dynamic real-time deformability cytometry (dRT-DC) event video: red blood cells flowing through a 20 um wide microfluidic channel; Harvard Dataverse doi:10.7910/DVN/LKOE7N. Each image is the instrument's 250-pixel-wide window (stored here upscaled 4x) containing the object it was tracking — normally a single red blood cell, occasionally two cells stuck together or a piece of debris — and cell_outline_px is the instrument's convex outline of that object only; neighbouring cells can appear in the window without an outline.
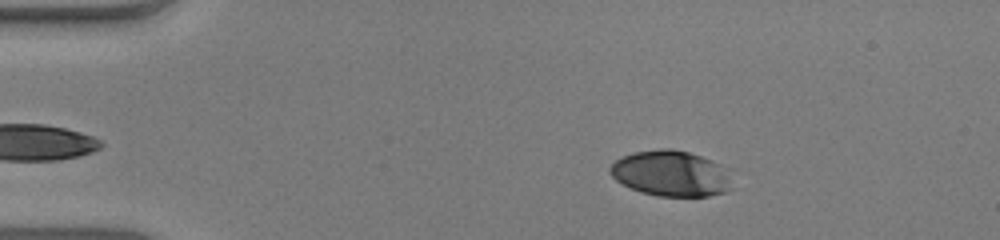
{"species": "human", "species_latin": "Homo sapiens", "temperature_condition": "warm", "stored_images_in_passage": 50, "camera_frame_rate_fps": 3000, "um_per_image_px": 0.085, "donor": {"sex": "male"}, "frame": {"image": 1, "passage_image": 6, "time_ms": 1.667, "image_size_px": [1000, 240], "cell_outline_px": [[736, 188], [724, 192], [708, 196], [656, 196], [640, 192], [616, 180], [608, 172], [608, 168], [616, 160], [632, 152], [660, 148], [672, 148], [688, 152], [712, 160], [720, 164]], "centroid_in_image_um": [57.03, 14.75], "position_along_channel_um": 28.0, "area_um2": 32.6}}
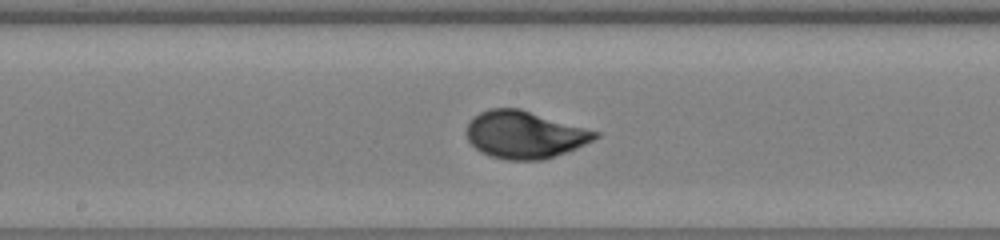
{"frame": {"image": 2, "passage_image": 25, "time_ms": 8.0, "image_size_px": [1000, 240], "cell_outline_px": [[600, 136], [568, 152], [544, 160], [508, 160], [492, 156], [480, 152], [468, 140], [468, 124], [472, 116], [488, 108], [520, 108], [600, 132]], "centroid_in_image_um": [44.6, 11.44], "position_along_channel_um": 203.6, "area_um2": 35.49}}
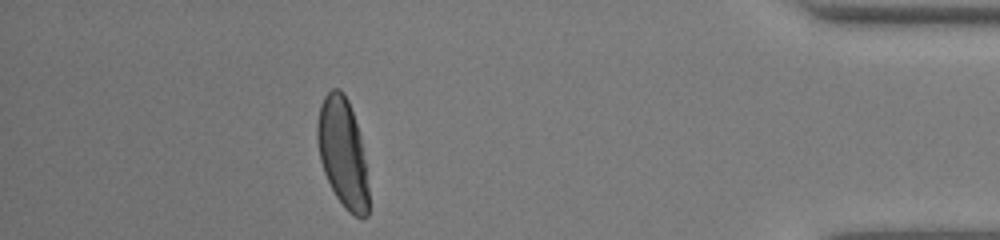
{"frame": {"image": 3, "passage_image": 44, "time_ms": 14.333, "image_size_px": [1000, 240], "cell_outline_px": [[368, 216], [356, 216], [348, 212], [344, 208], [336, 196], [324, 172], [320, 160], [316, 140], [316, 124], [320, 104], [324, 96], [332, 88], [340, 88], [344, 92], [348, 100], [360, 136], [364, 160], [368, 188]], "centroid_in_image_um": [29.09, 12.95], "position_along_channel_um": 406.1, "area_um2": 32.43}, "authors_computed_cell_mechanics": {"area_um2": 34.391, "velocity_mm_per_s": 3.929, "shape_relaxation_time_tau1_ms": 2.8578, "shape_relaxation_time_tau2_ms": null, "deformation_change_tau1": 0.1886, "deformation_change_tau2": null}}